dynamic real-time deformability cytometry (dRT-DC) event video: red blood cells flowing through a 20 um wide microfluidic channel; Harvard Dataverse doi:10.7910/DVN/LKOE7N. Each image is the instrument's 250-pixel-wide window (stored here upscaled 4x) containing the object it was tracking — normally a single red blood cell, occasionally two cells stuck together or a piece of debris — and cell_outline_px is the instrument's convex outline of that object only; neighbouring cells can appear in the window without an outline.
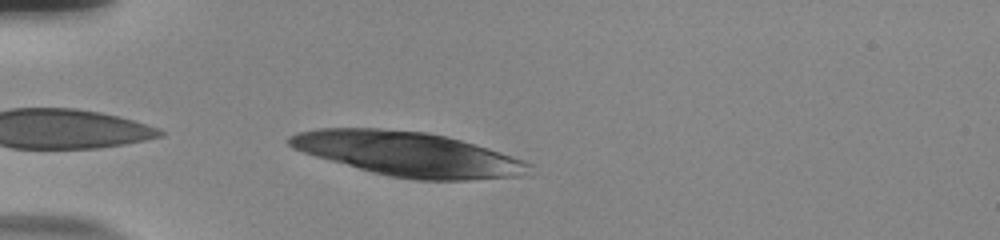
{"species": "human", "species_latin": "Homo sapiens", "temperature_condition": "room temperature", "stored_images_in_passage": 37, "camera_frame_rate_fps": 3000, "um_per_image_px": 0.085, "donor": {"sex": "male"}, "frame": {"image": 1, "passage_image": 1, "time_ms": 0.0, "image_size_px": [1000, 240], "cell_outline_px": [[532, 164], [516, 176], [468, 180], [416, 180], [388, 176], [372, 172], [316, 156], [292, 148], [284, 140], [288, 136], [296, 132], [316, 128], [380, 128], [428, 132], [460, 140], [488, 148], [524, 160]], "centroid_in_image_um": [34.59, 13.07], "position_along_channel_um": 50.4, "area_um2": 61.38}}